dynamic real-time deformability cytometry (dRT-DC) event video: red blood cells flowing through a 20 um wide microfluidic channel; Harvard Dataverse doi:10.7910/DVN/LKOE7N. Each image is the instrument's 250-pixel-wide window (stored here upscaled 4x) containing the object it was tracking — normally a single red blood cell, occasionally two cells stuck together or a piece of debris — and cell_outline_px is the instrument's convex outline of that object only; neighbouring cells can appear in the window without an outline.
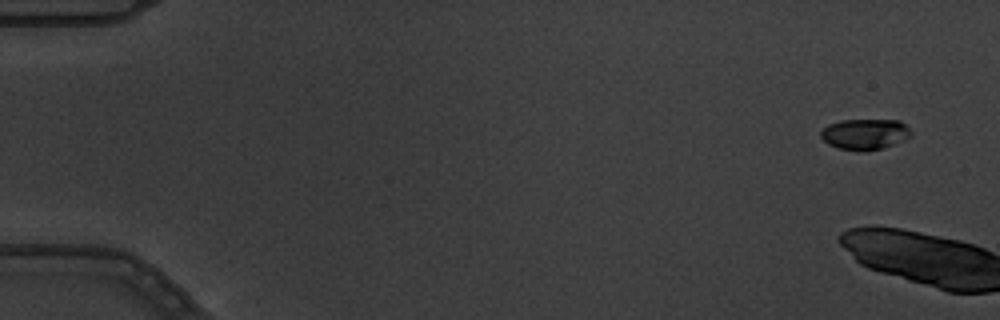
{"species": "common noctule bat (a hibernating species)", "species_latin": "Nyctalus noctula", "temperature_condition": "warm", "stored_images_in_passage": 7, "camera_frame_rate_fps": 3000, "um_per_image_px": 0.085, "animal": {"sex": "male", "body_mass_g": 19.5, "forearm_length_mm": 54.6}, "frame": {"image": 1, "passage_image": 1, "time_ms": 0.0, "image_size_px": [1000, 320], "cell_outline_px": [[912, 132], [904, 140], [884, 148], [864, 152], [836, 148], [828, 144], [820, 136], [820, 132], [828, 124], [840, 120], [900, 120]], "centroid_in_image_um": [73.49, 11.41], "position_along_channel_um": 11.5, "area_um2": 16.3}}